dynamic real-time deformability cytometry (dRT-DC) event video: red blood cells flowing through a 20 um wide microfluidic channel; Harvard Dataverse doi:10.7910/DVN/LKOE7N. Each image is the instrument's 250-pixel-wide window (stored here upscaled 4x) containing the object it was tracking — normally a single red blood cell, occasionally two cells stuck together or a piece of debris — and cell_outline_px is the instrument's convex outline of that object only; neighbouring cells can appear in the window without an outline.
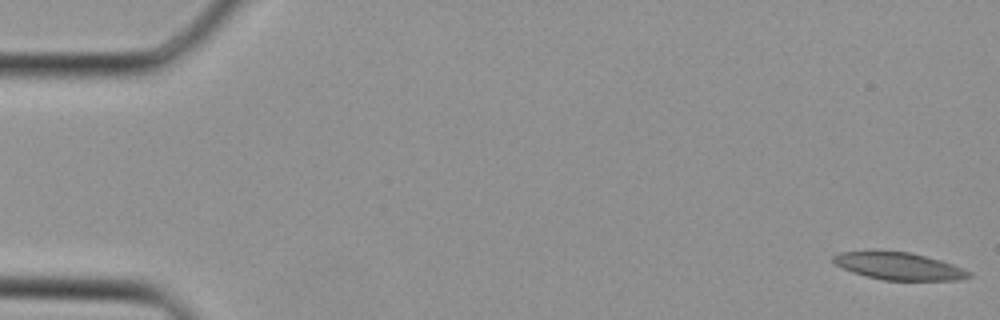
{"species": "Egyptian fruit bat (a non-hibernating species)", "species_latin": "Rousettus aegyptiacus", "temperature_condition": "cold", "stored_images_in_passage": 26, "camera_frame_rate_fps": 3000, "um_per_image_px": 0.085, "animal": {"sex": "female"}, "frame": {"image": 1, "passage_image": 1, "time_ms": 0.0, "image_size_px": [1000, 320], "cell_outline_px": [[972, 276], [960, 280], [884, 280], [864, 276], [852, 272], [836, 264], [832, 260], [832, 256], [840, 252], [908, 252], [940, 260], [952, 264], [972, 272]], "centroid_in_image_um": [76.43, 22.64], "position_along_channel_um": 8.6, "area_um2": 21.21}}
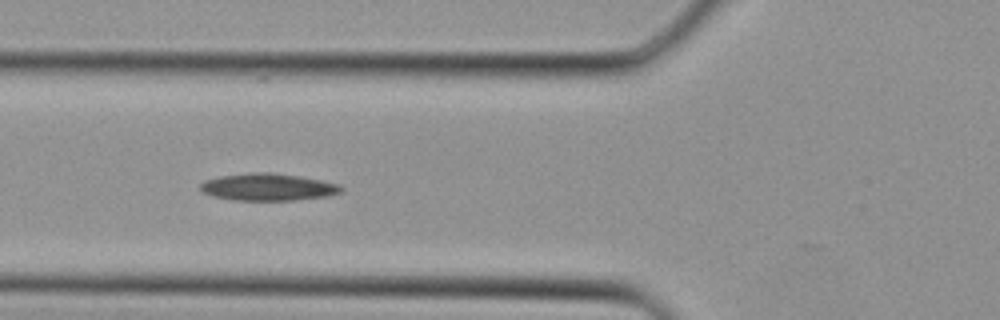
{"frame": {"image": 2, "passage_image": 14, "time_ms": 4.333, "image_size_px": [1000, 320], "cell_outline_px": [[344, 188], [340, 192], [328, 196], [292, 200], [232, 200], [212, 196], [204, 192], [200, 188], [200, 184], [204, 180], [220, 176], [252, 172], [272, 172], [300, 176], [340, 184]], "centroid_in_image_um": [22.77, 15.89], "position_along_channel_um": 103.0, "area_um2": 22.31}}
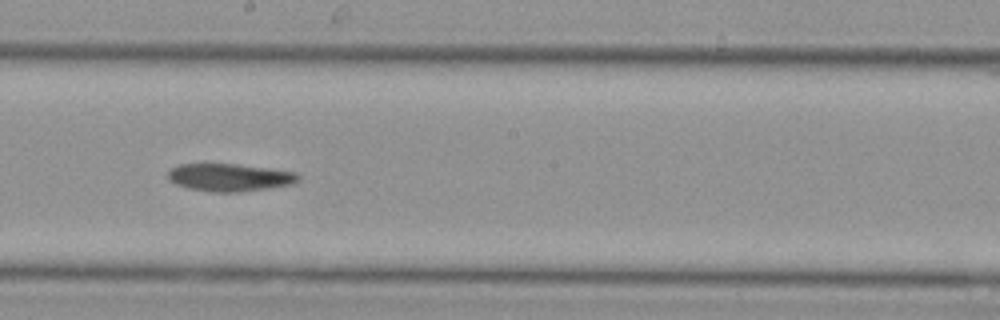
{"frame": {"image": 3, "passage_image": 21, "time_ms": 6.667, "image_size_px": [1000, 320], "cell_outline_px": [[300, 180], [292, 184], [236, 192], [212, 192], [188, 188], [176, 184], [168, 180], [168, 172], [172, 168], [180, 164], [236, 164], [268, 168], [296, 172], [300, 176]], "centroid_in_image_um": [19.5, 15.07], "position_along_channel_um": 228.7, "area_um2": 20.81}}